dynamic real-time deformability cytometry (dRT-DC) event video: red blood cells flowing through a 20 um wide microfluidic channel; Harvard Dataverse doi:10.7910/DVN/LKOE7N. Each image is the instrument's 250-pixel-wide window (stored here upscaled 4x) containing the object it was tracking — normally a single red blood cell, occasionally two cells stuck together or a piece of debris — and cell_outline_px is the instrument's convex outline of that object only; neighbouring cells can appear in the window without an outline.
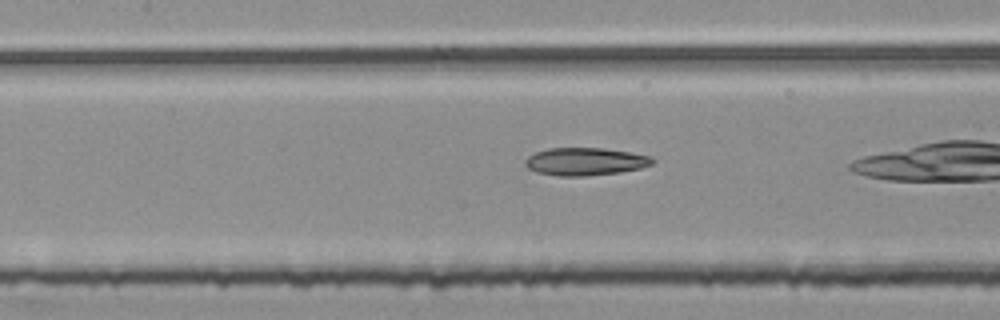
{"species": "common noctule bat (a hibernating species)", "species_latin": "Nyctalus noctula", "temperature_condition": "room temperature", "stored_images_in_passage": 29, "camera_frame_rate_fps": 3000, "um_per_image_px": 0.085, "animal": {"sex": "female", "body_mass_g": 25.1}, "frame": {"image": 1, "passage_image": 11, "time_ms": 3.333, "image_size_px": [1000, 320], "cell_outline_px": [[656, 160], [652, 164], [640, 168], [620, 172], [588, 176], [556, 176], [536, 172], [528, 168], [524, 164], [524, 160], [528, 156], [536, 152], [548, 148], [604, 148], [632, 152], [652, 156]], "centroid_in_image_um": [49.75, 13.73], "position_along_channel_um": 157.6, "area_um2": 20.81}}
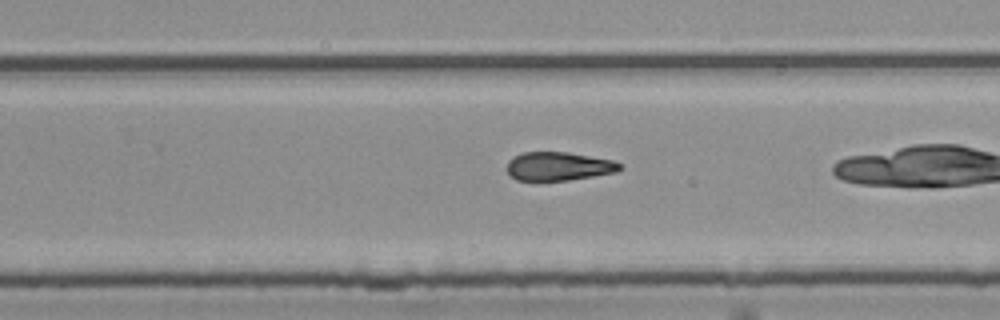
{"frame": {"image": 2, "passage_image": 21, "time_ms": 6.667, "image_size_px": [1000, 320], "cell_outline_px": [[624, 168], [616, 172], [568, 180], [516, 180], [508, 172], [508, 160], [512, 156], [524, 152], [568, 152], [612, 160], [624, 164]], "centroid_in_image_um": [47.51, 14.12], "position_along_channel_um": 282.3, "area_um2": 18.79}}
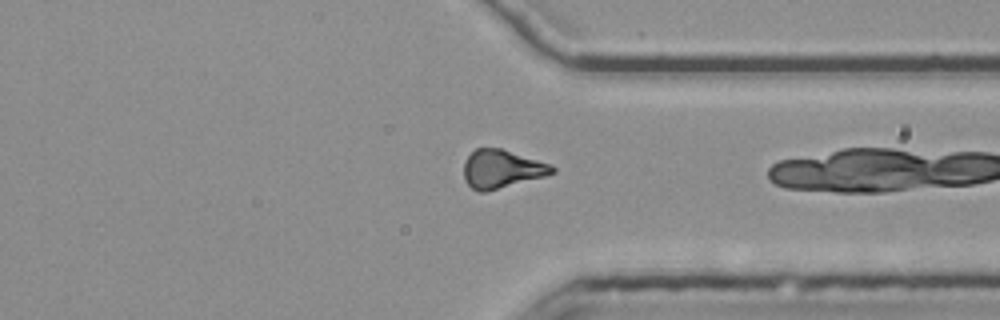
{"frame": {"image": 3, "passage_image": 28, "time_ms": 9.0, "image_size_px": [1000, 320], "cell_outline_px": [[556, 172], [544, 176], [484, 192], [480, 192], [472, 188], [464, 180], [464, 160], [476, 148], [500, 148], [552, 164], [556, 168]], "centroid_in_image_um": [42.64, 14.35], "position_along_channel_um": 368.8, "area_um2": 19.59}}